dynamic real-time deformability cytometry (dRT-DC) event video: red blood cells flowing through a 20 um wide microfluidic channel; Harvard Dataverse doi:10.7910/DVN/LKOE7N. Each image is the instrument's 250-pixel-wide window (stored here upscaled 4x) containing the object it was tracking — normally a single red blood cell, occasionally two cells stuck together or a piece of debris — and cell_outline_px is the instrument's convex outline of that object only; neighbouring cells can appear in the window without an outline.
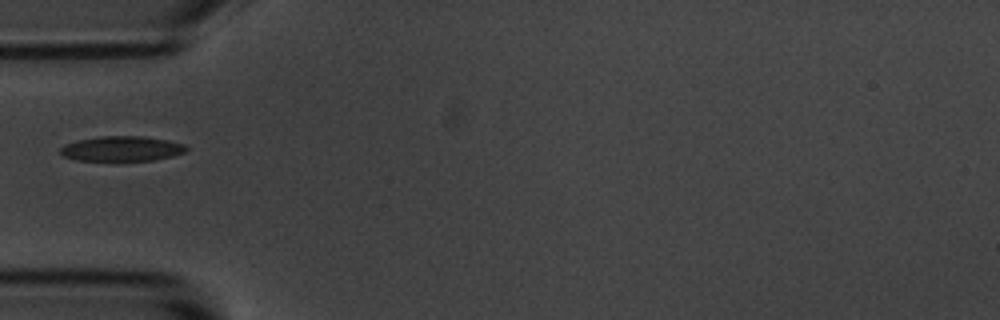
{"species": "common noctule bat (a hibernating species)", "species_latin": "Nyctalus noctula", "temperature_condition": "room temperature", "stored_images_in_passage": 1, "camera_frame_rate_fps": 3000, "um_per_image_px": 0.085, "animal": {"sex": "male", "body_mass_g": 20.1, "forearm_length_mm": 53.5}, "frame": {"image": 1, "passage_image": 1, "time_ms": 0.0, "image_size_px": [1000, 320], "cell_outline_px": [[188, 148], [184, 152], [172, 156], [152, 160], [76, 160], [64, 156], [60, 152], [60, 148], [68, 144], [80, 140], [100, 136], [144, 136], [168, 140], [184, 144]], "centroid_in_image_um": [10.38, 12.63], "position_along_channel_um": 74.6, "area_um2": 18.03}}